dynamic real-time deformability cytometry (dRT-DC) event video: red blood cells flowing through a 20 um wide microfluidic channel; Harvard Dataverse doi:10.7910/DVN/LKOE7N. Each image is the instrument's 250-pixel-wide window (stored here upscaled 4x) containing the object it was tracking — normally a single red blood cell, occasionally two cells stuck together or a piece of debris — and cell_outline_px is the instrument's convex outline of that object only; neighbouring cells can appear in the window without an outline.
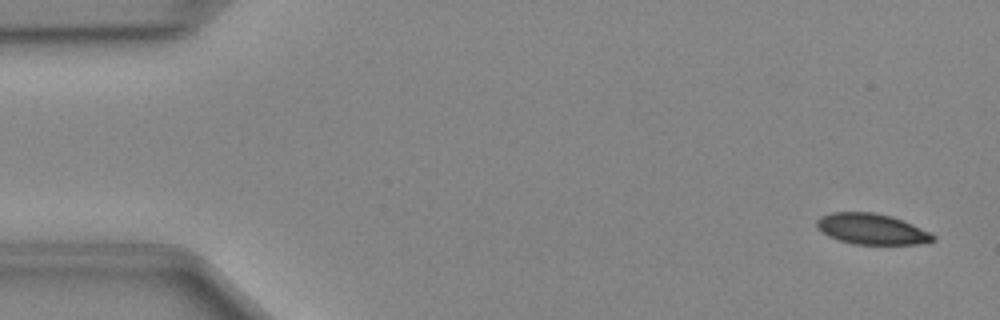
{"species": "Egyptian fruit bat (a non-hibernating species)", "species_latin": "Rousettus aegyptiacus", "temperature_condition": "cold", "stored_images_in_passage": 48, "camera_frame_rate_fps": 3000, "um_per_image_px": 0.085, "animal": {"sex": "female"}, "frame": {"image": 1, "passage_image": 2, "time_ms": 0.333, "image_size_px": [1000, 320], "cell_outline_px": [[936, 240], [916, 244], [856, 244], [840, 240], [828, 236], [816, 228], [816, 220], [820, 216], [832, 212], [872, 212], [892, 216], [912, 224], [936, 236]], "centroid_in_image_um": [74.06, 19.46], "position_along_channel_um": 10.9, "area_um2": 20.75}}
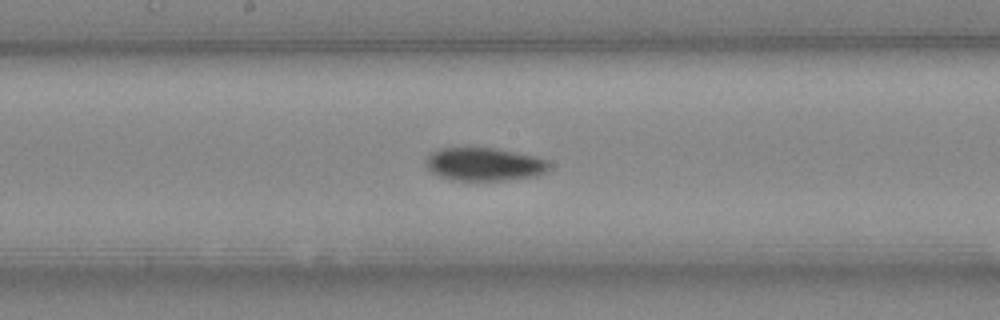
{"frame": {"image": 2, "passage_image": 25, "time_ms": 8.0, "image_size_px": [1000, 320], "cell_outline_px": [[548, 172], [536, 176], [504, 180], [448, 180], [432, 172], [428, 168], [424, 160], [432, 152], [440, 148], [496, 148], [532, 156], [548, 160]], "centroid_in_image_um": [41.14, 13.97], "position_along_channel_um": 207.1, "area_um2": 23.7}}
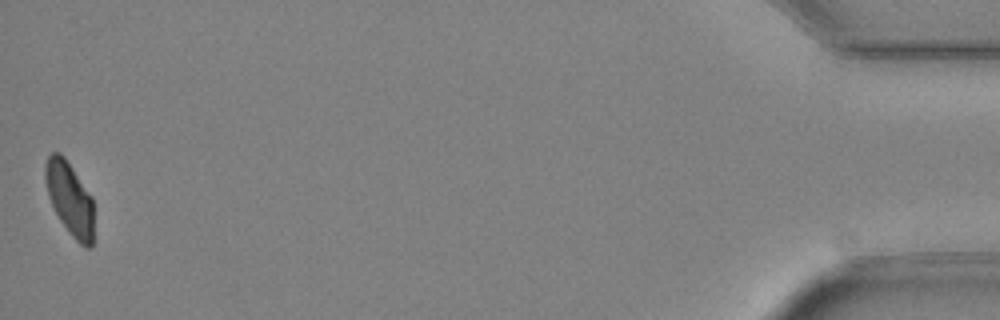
{"frame": {"image": 3, "passage_image": 48, "time_ms": 15.667, "image_size_px": [1000, 320], "cell_outline_px": [[92, 244], [88, 248], [84, 248], [68, 232], [60, 220], [48, 196], [44, 176], [44, 164], [48, 156], [52, 152], [60, 152], [64, 156], [92, 196]], "centroid_in_image_um": [5.9, 16.85], "position_along_channel_um": 429.3, "area_um2": 20.58}}